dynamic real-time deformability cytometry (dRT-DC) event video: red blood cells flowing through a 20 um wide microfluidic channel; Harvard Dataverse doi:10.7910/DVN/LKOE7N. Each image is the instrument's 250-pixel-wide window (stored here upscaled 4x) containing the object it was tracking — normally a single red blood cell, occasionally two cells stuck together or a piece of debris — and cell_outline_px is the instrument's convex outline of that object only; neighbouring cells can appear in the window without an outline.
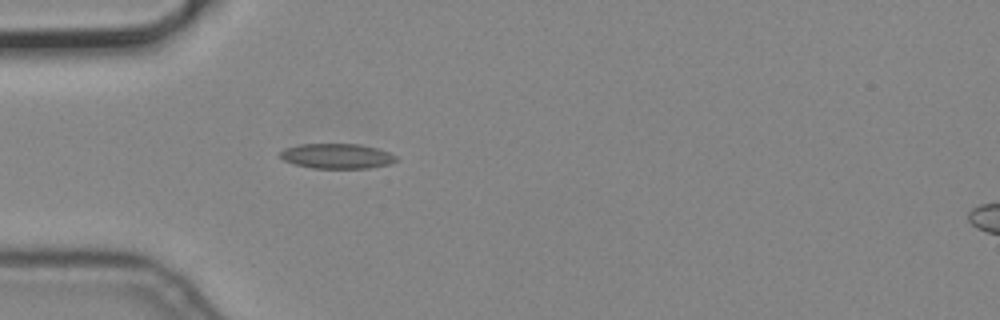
{"species": "common noctule bat (a hibernating species)", "species_latin": "Nyctalus noctula", "temperature_condition": "cold", "stored_images_in_passage": 4, "camera_frame_rate_fps": 3000, "um_per_image_px": 0.085, "animal": {"sex": "male", "body_mass_g": 19.2, "forearm_length_mm": 51.8}, "frame": {"image": 1, "passage_image": 4, "time_ms": 1.0, "image_size_px": [1000, 320], "cell_outline_px": [[400, 160], [388, 164], [368, 168], [312, 168], [296, 164], [284, 160], [280, 156], [280, 152], [284, 148], [300, 144], [360, 144], [376, 148], [388, 152], [396, 156]], "centroid_in_image_um": [28.65, 13.26], "position_along_channel_um": 56.4, "area_um2": 16.82}}